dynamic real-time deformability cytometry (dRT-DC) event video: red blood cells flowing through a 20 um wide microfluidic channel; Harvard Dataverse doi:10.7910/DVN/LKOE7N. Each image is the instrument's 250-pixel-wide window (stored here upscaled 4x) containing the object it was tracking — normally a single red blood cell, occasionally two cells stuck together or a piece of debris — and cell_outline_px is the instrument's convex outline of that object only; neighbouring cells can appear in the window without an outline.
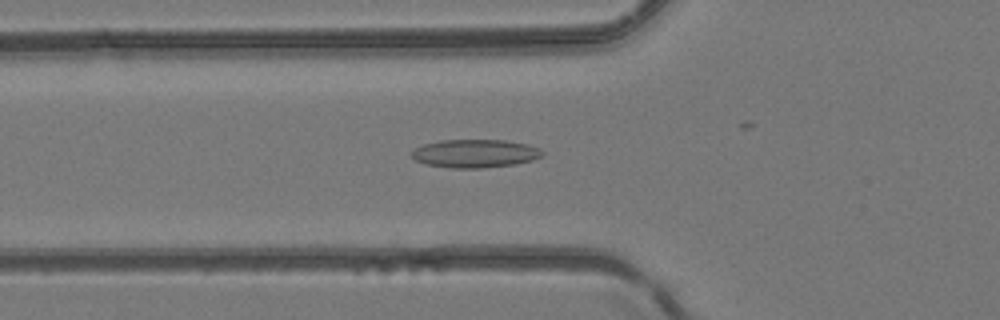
{"species": "common noctule bat (a hibernating species)", "species_latin": "Nyctalus noctula", "temperature_condition": "room temperature", "stored_images_in_passage": 38, "camera_frame_rate_fps": 3000, "um_per_image_px": 0.085, "animal": {"sex": "female", "body_mass_g": 24.6, "forearm_length_mm": 56.2}, "frame": {"image": 1, "passage_image": 18, "time_ms": 5.667, "image_size_px": [1000, 320], "cell_outline_px": [[544, 152], [540, 156], [532, 160], [516, 164], [480, 168], [452, 168], [424, 164], [416, 160], [412, 156], [412, 152], [416, 148], [424, 144], [440, 140], [504, 140], [528, 144], [540, 148]], "centroid_in_image_um": [40.39, 13.04], "position_along_channel_um": 85.4, "area_um2": 21.44}}
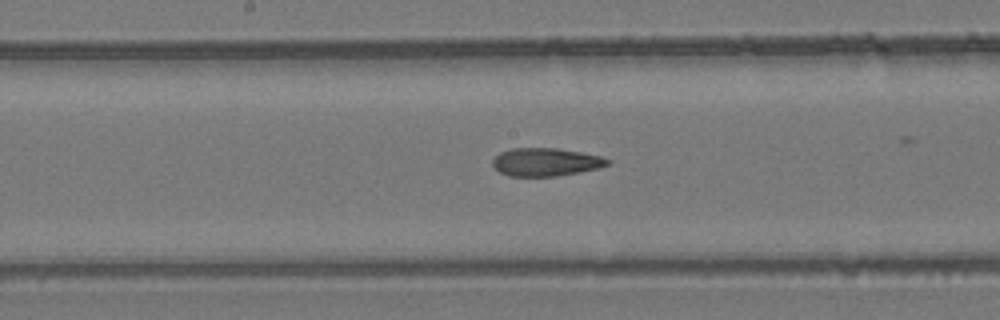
{"frame": {"image": 2, "passage_image": 26, "time_ms": 8.333, "image_size_px": [1000, 320], "cell_outline_px": [[612, 160], [608, 164], [600, 168], [580, 172], [556, 176], [508, 176], [500, 172], [492, 164], [492, 160], [500, 152], [512, 148], [556, 148], [580, 152], [600, 156]], "centroid_in_image_um": [46.39, 13.77], "position_along_channel_um": 201.8, "area_um2": 18.79}}
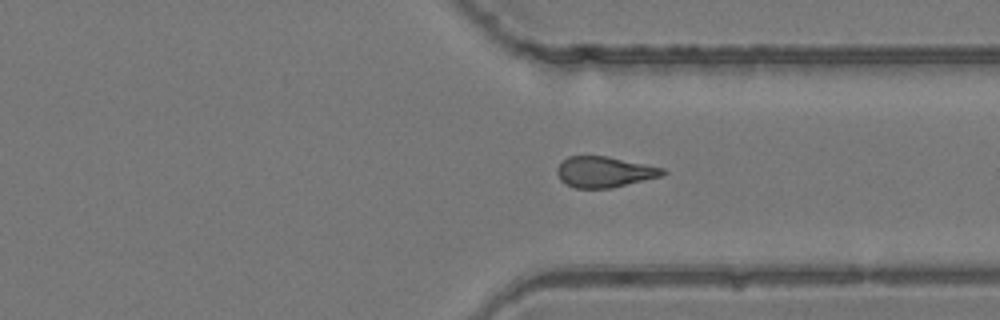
{"frame": {"image": 3, "passage_image": 37, "time_ms": 12.0, "image_size_px": [1000, 320], "cell_outline_px": [[668, 172], [660, 176], [612, 188], [576, 188], [564, 184], [560, 180], [556, 172], [556, 168], [568, 156], [608, 156], [664, 168]], "centroid_in_image_um": [51.35, 14.61], "position_along_channel_um": 360.0, "area_um2": 18.96}}